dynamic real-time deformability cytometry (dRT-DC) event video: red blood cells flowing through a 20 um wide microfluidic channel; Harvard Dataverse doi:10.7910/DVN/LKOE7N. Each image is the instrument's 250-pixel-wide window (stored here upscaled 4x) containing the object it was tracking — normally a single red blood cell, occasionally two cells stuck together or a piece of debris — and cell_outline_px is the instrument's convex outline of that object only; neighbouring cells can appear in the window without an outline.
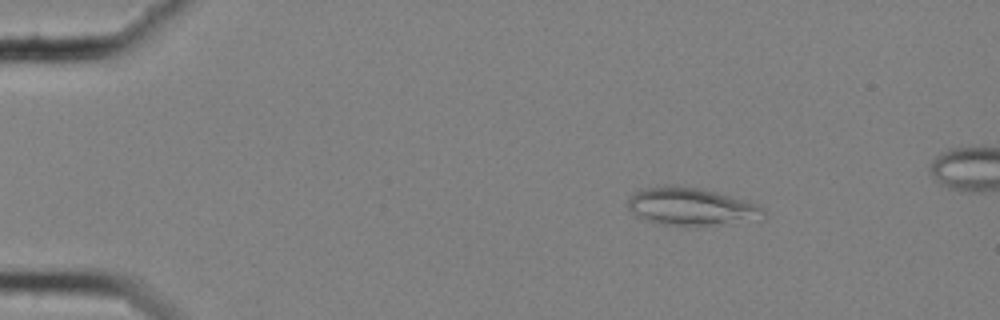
{"species": "common noctule bat (a hibernating species)", "species_latin": "Nyctalus noctula", "temperature_condition": "cold", "stored_images_in_passage": 49, "camera_frame_rate_fps": 3000, "um_per_image_px": 0.085, "animal": {"sex": "female", "body_mass_g": 25.1}, "frame": {"image": 1, "passage_image": 1, "time_ms": 0.0, "image_size_px": [1000, 320], "cell_outline_px": [[764, 220], [716, 224], [664, 224], [648, 220], [636, 216], [628, 208], [628, 200], [636, 192], [644, 188], [696, 188], [716, 192], [748, 200], [764, 208]], "centroid_in_image_um": [58.85, 17.58], "position_along_channel_um": 26.1, "area_um2": 28.67}}
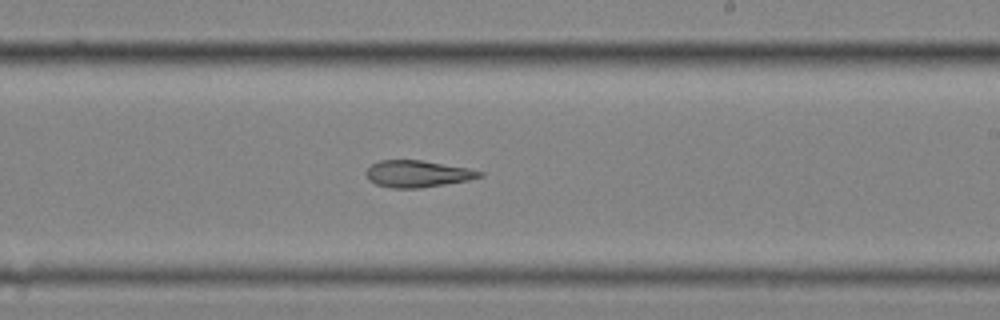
{"frame": {"image": 2, "passage_image": 27, "time_ms": 8.667, "image_size_px": [1000, 320], "cell_outline_px": [[484, 176], [468, 180], [420, 188], [392, 188], [376, 184], [368, 180], [364, 172], [372, 164], [380, 160], [420, 160], [468, 168], [484, 172]], "centroid_in_image_um": [35.47, 14.77], "position_along_channel_um": 253.5, "area_um2": 17.69}}
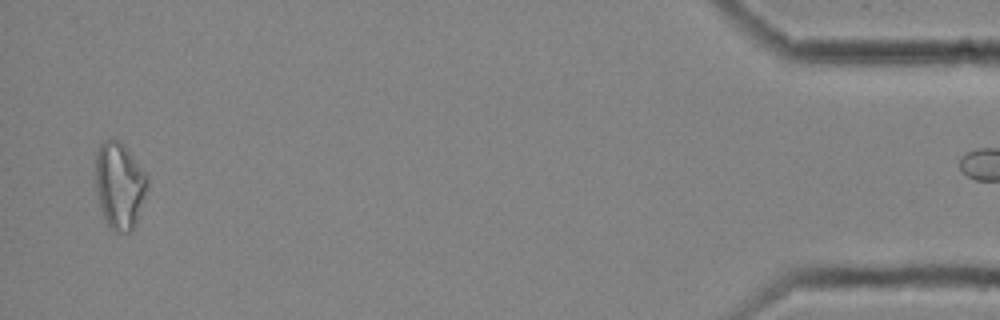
{"frame": {"image": 3, "passage_image": 48, "time_ms": 15.667, "image_size_px": [1000, 320], "cell_outline_px": [[148, 180], [144, 196], [136, 220], [132, 228], [128, 232], [120, 232], [112, 228], [104, 220], [100, 208], [96, 188], [96, 152], [100, 144], [104, 140], [112, 136], [120, 140], [124, 144], [148, 176]], "centroid_in_image_um": [10.13, 15.68], "position_along_channel_um": 425.1, "area_um2": 25.95}}